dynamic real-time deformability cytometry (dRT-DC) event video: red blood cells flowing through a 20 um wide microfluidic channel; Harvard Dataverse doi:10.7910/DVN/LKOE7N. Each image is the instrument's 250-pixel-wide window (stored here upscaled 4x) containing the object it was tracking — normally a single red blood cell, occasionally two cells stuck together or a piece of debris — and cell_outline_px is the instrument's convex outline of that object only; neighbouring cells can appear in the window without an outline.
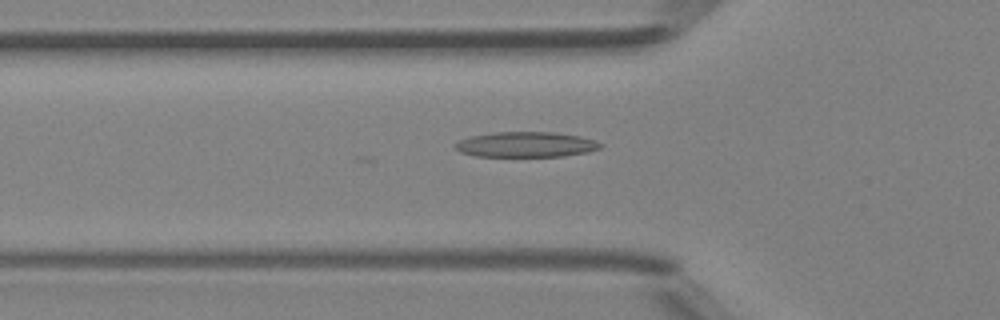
{"species": "Egyptian fruit bat (a non-hibernating species)", "species_latin": "Rousettus aegyptiacus", "temperature_condition": "room temperature", "stored_images_in_passage": 35, "segment_of_instrument_passage": [1, 2], "camera_frame_rate_fps": 3000, "um_per_image_px": 0.085, "animal": {"sex": "female"}, "frame": {"image": 1, "passage_image": 6, "time_ms": 1.667, "image_size_px": [1000, 320], "cell_outline_px": [[604, 144], [600, 148], [588, 152], [564, 156], [476, 156], [460, 152], [456, 148], [456, 144], [460, 140], [472, 136], [496, 132], [552, 132], [580, 136], [596, 140]], "centroid_in_image_um": [44.77, 12.28], "position_along_channel_um": 81.0, "area_um2": 21.27}}
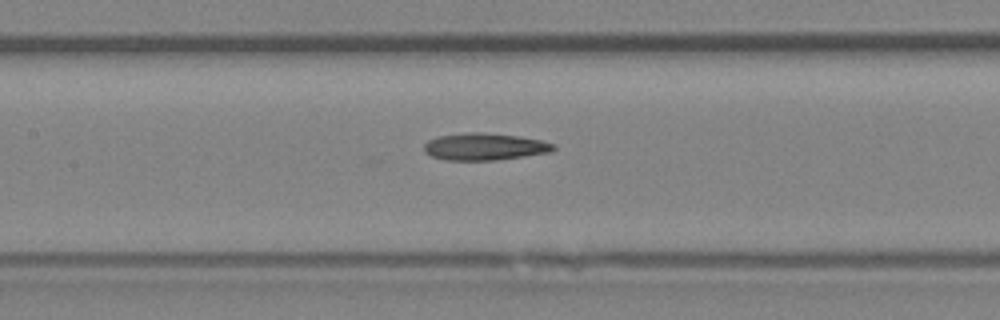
{"frame": {"image": 2, "passage_image": 12, "time_ms": 3.667, "image_size_px": [1000, 320], "cell_outline_px": [[556, 148], [552, 152], [496, 160], [444, 160], [432, 156], [424, 152], [424, 144], [428, 140], [440, 136], [468, 132], [480, 132], [520, 136], [540, 140], [556, 144]], "centroid_in_image_um": [41.21, 12.47], "position_along_channel_um": 166.2, "area_um2": 20.46}}
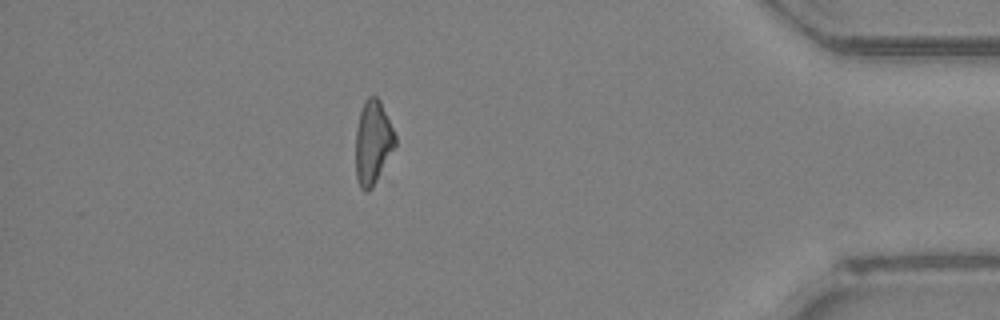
{"frame": {"image": 3, "passage_image": 32, "time_ms": 10.333, "image_size_px": [1000, 320], "cell_outline_px": [[396, 144], [372, 188], [368, 192], [364, 192], [360, 188], [356, 180], [356, 128], [360, 112], [364, 100], [368, 96], [376, 96], [380, 100], [396, 136]], "centroid_in_image_um": [31.67, 12.11], "position_along_channel_um": 403.5, "area_um2": 19.25}}